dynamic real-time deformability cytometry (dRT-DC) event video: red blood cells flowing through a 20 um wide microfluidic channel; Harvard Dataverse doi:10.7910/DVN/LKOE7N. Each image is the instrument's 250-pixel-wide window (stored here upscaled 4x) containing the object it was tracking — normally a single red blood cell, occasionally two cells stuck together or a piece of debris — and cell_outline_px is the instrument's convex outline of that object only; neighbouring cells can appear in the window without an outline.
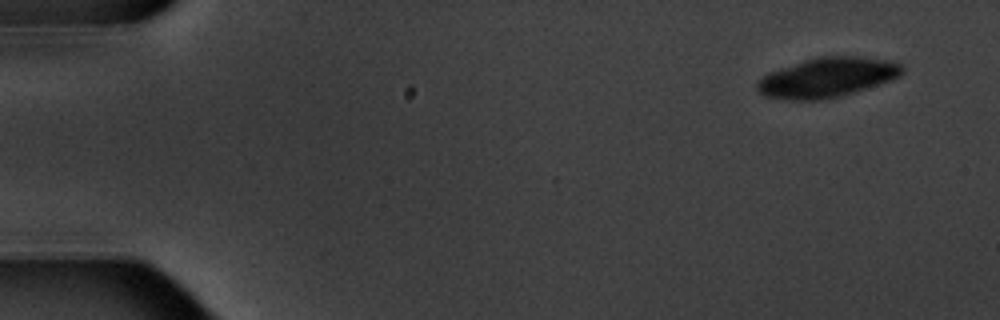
{"species": "common noctule bat (a hibernating species)", "species_latin": "Nyctalus noctula", "temperature_condition": "warm", "stored_images_in_passage": 8, "camera_frame_rate_fps": 3000, "um_per_image_px": 0.085, "animal": {"sex": "male", "body_mass_g": 20.1, "forearm_length_mm": 53.5}, "frame": {"image": 1, "passage_image": 1, "time_ms": 0.0, "image_size_px": [1000, 320], "cell_outline_px": [[904, 72], [900, 76], [892, 80], [880, 84], [840, 96], [824, 100], [784, 100], [764, 96], [756, 88], [756, 84], [768, 72], [808, 60], [824, 56], [852, 56], [888, 60], [904, 64]], "centroid_in_image_um": [70.35, 6.6], "position_along_channel_um": 14.6, "area_um2": 33.35}}
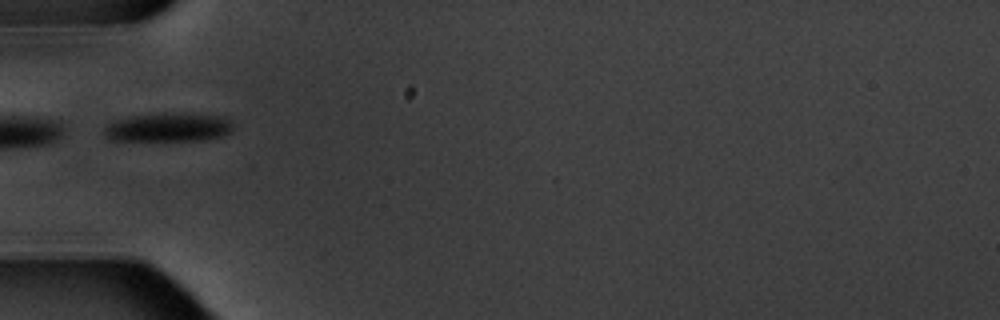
{"frame": {"image": 2, "passage_image": 5, "time_ms": 5.333, "image_size_px": [1000, 320], "cell_outline_px": [[232, 132], [228, 136], [208, 140], [112, 140], [104, 136], [104, 128], [108, 124], [116, 120], [132, 116], [164, 112], [224, 116], [232, 120]], "centroid_in_image_um": [14.39, 10.82], "position_along_channel_um": 70.6, "area_um2": 21.96}}